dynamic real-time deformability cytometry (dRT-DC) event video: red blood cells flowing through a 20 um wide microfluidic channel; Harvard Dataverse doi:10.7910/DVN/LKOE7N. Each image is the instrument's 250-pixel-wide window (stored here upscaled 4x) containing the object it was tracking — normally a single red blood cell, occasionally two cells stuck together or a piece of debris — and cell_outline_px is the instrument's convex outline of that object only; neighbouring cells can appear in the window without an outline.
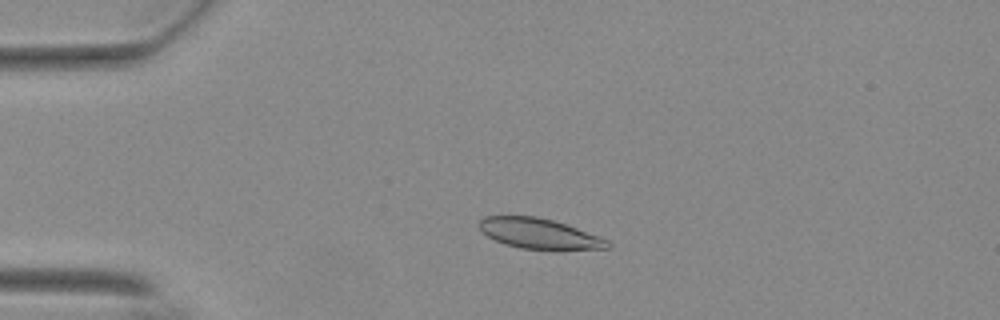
{"species": "Egyptian fruit bat (a non-hibernating species)", "species_latin": "Rousettus aegyptiacus", "temperature_condition": "warm", "stored_images_in_passage": 53, "camera_frame_rate_fps": 3000, "um_per_image_px": 0.085, "animal": {"sex": "female"}, "frame": {"image": 1, "passage_image": 11, "time_ms": 3.333, "image_size_px": [1000, 320], "cell_outline_px": [[612, 244], [608, 248], [556, 252], [520, 248], [504, 244], [488, 236], [480, 228], [480, 220], [484, 216], [536, 216], [552, 220], [576, 228], [608, 240]], "centroid_in_image_um": [45.89, 19.9], "position_along_channel_um": 39.1, "area_um2": 23.06}}
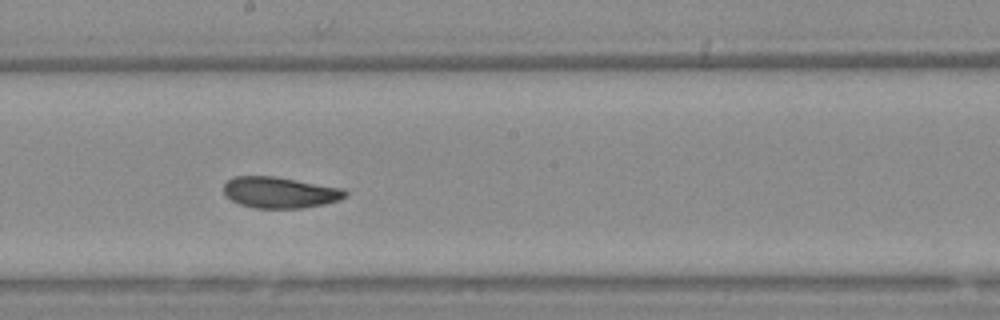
{"frame": {"image": 2, "passage_image": 29, "time_ms": 9.333, "image_size_px": [1000, 320], "cell_outline_px": [[348, 196], [340, 200], [324, 204], [304, 208], [256, 208], [240, 204], [232, 200], [224, 192], [224, 184], [228, 180], [236, 176], [272, 176], [344, 188], [348, 192]], "centroid_in_image_um": [23.84, 16.36], "position_along_channel_um": 224.4, "area_um2": 22.02}}
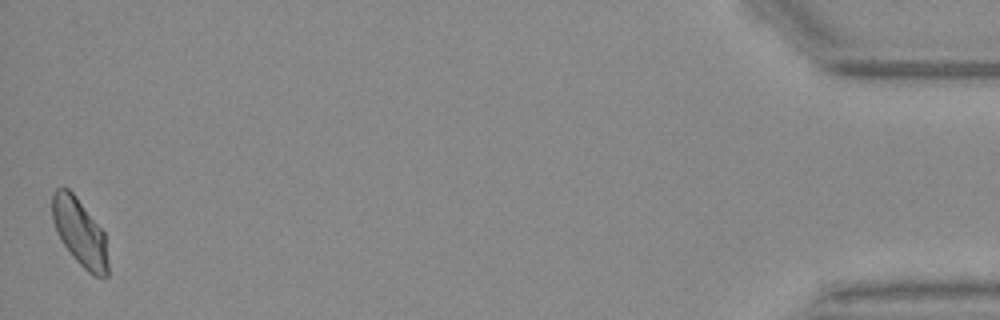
{"frame": {"image": 3, "passage_image": 53, "time_ms": 17.333, "image_size_px": [1000, 320], "cell_outline_px": [[108, 276], [96, 276], [88, 272], [72, 256], [56, 232], [52, 220], [52, 192], [56, 188], [68, 188], [76, 196], [104, 232], [108, 264]], "centroid_in_image_um": [6.76, 19.73], "position_along_channel_um": 428.4, "area_um2": 21.68}, "authors_computed_cell_mechanics": {"area_um2": 22.4842, "velocity_mm_per_s": 3.6886, "shape_relaxation_time_tau1_ms": null, "shape_relaxation_time_tau2_ms": 3.3328, "deformation_change_tau1": null, "deformation_change_tau2": 0.0512}}